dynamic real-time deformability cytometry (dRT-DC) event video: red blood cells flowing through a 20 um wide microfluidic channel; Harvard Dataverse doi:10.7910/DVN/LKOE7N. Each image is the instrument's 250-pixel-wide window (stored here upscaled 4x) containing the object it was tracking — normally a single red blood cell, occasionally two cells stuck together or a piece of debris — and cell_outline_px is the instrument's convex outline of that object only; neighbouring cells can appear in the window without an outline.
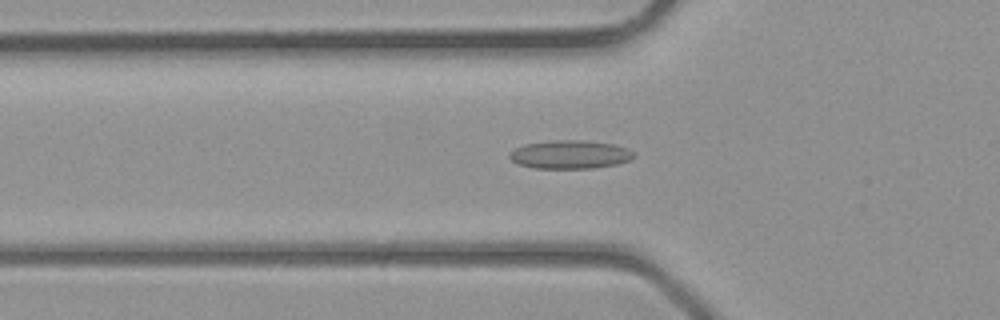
{"species": "common noctule bat (a hibernating species)", "species_latin": "Nyctalus noctula", "temperature_condition": "room temperature", "stored_images_in_passage": 28, "camera_frame_rate_fps": 3000, "um_per_image_px": 0.085, "animal": {"sex": "male", "body_mass_g": 23.1, "forearm_length_mm": 52.7}, "frame": {"image": 1, "passage_image": 2, "time_ms": 0.333, "image_size_px": [1000, 320], "cell_outline_px": [[636, 156], [632, 160], [616, 164], [592, 168], [536, 168], [520, 164], [512, 160], [508, 156], [508, 152], [524, 144], [556, 140], [580, 140], [612, 144], [628, 148], [636, 152]], "centroid_in_image_um": [48.49, 13.13], "position_along_channel_um": 77.3, "area_um2": 20.58}}
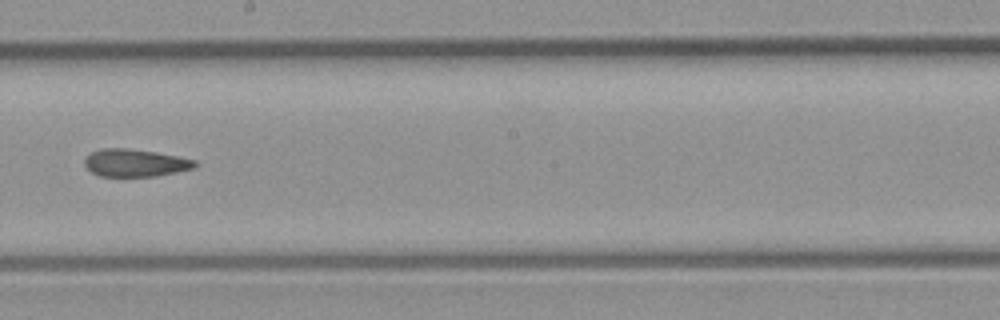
{"frame": {"image": 2, "passage_image": 11, "time_ms": 3.333, "image_size_px": [1000, 320], "cell_outline_px": [[196, 164], [192, 168], [156, 176], [100, 176], [92, 172], [84, 164], [84, 160], [92, 152], [100, 148], [128, 148], [156, 152], [180, 156], [196, 160]], "centroid_in_image_um": [11.48, 13.83], "position_along_channel_um": 236.7, "area_um2": 17.57}}
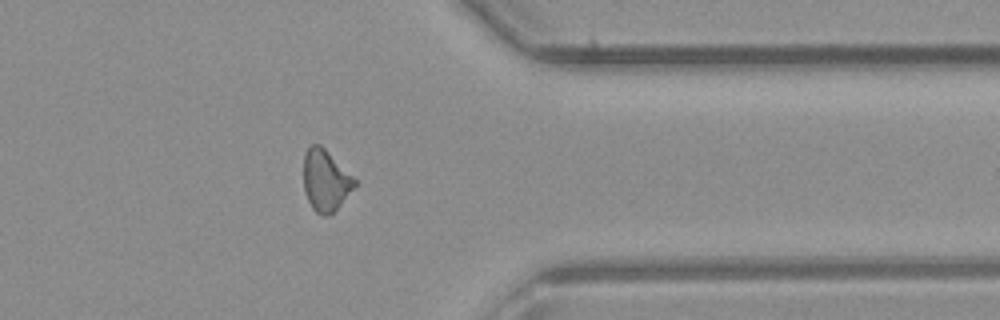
{"frame": {"image": 3, "passage_image": 20, "time_ms": 6.333, "image_size_px": [1000, 320], "cell_outline_px": [[356, 184], [340, 204], [328, 216], [320, 216], [312, 208], [308, 200], [304, 188], [304, 152], [312, 144], [320, 144], [356, 180]], "centroid_in_image_um": [27.64, 15.34], "position_along_channel_um": 383.8, "area_um2": 17.86}}